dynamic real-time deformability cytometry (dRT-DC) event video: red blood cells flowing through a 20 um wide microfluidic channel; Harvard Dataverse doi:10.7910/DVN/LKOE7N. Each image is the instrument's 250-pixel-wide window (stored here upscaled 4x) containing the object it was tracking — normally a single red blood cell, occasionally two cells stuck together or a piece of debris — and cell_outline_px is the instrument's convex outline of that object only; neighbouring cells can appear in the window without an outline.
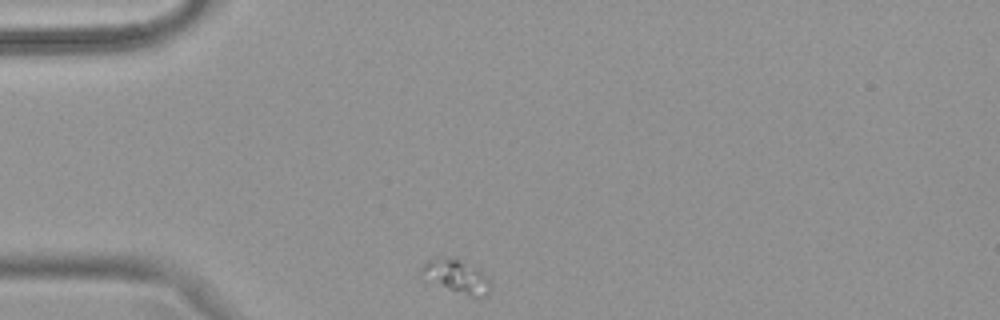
{"species": "common noctule bat (a hibernating species)", "species_latin": "Nyctalus noctula", "temperature_condition": "warm", "stored_images_in_passage": 31, "camera_frame_rate_fps": 3000, "um_per_image_px": 0.085, "animal": {"sex": "female", "body_mass_g": 18.4}, "frame": {"image": 1, "passage_image": 1, "time_ms": 0.0, "image_size_px": [1000, 320], "cell_outline_px": [[488, 292], [480, 296], [472, 296], [448, 288], [420, 272], [420, 268], [424, 264], [436, 256], [460, 260], [480, 268], [488, 280]], "centroid_in_image_um": [38.82, 23.43], "position_along_channel_um": 46.2, "area_um2": 12.43}}